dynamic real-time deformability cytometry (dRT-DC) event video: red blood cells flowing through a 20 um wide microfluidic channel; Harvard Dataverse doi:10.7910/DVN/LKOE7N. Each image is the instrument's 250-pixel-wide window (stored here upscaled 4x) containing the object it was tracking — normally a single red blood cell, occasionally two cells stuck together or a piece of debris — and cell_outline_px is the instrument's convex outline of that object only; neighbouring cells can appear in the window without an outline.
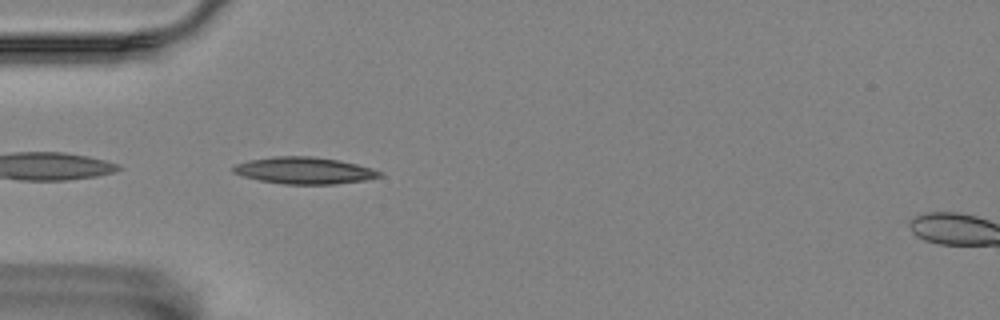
{"species": "Egyptian fruit bat (a non-hibernating species)", "species_latin": "Rousettus aegyptiacus", "temperature_condition": "room temperature", "stored_images_in_passage": 26, "camera_frame_rate_fps": 3000, "um_per_image_px": 0.085, "animal": {"sex": "female"}, "frame": {"image": 1, "passage_image": 2, "time_ms": 0.333, "image_size_px": [1000, 320], "cell_outline_px": [[384, 176], [364, 180], [336, 184], [284, 184], [260, 180], [244, 176], [232, 172], [232, 168], [236, 164], [248, 160], [272, 156], [308, 156], [340, 160], [372, 168], [384, 172]], "centroid_in_image_um": [25.89, 14.49], "position_along_channel_um": 59.1, "area_um2": 22.89}}
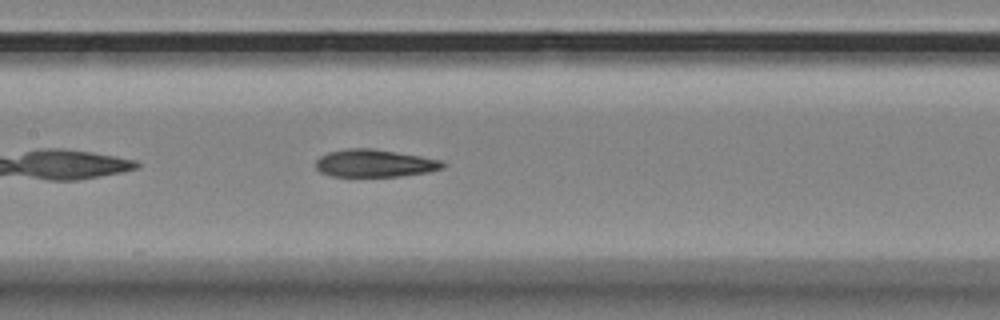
{"frame": {"image": 2, "passage_image": 12, "time_ms": 3.667, "image_size_px": [1000, 320], "cell_outline_px": [[448, 164], [444, 168], [428, 172], [400, 176], [332, 176], [320, 172], [316, 168], [316, 160], [320, 156], [328, 152], [348, 148], [372, 148], [444, 160]], "centroid_in_image_um": [31.88, 13.87], "position_along_channel_um": 175.5, "area_um2": 20.52}}
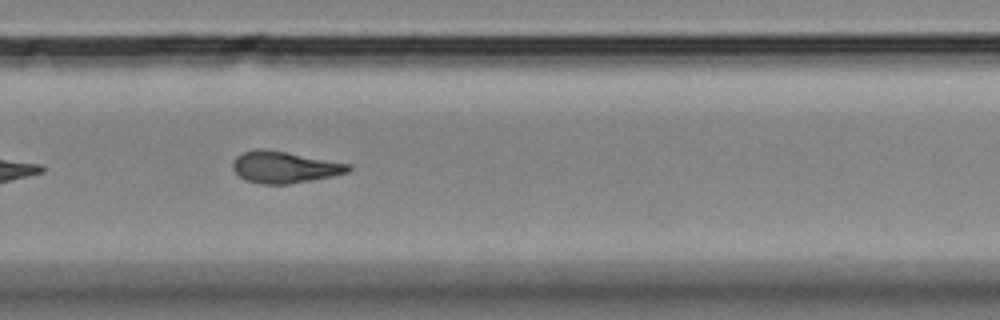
{"frame": {"image": 3, "passage_image": 23, "time_ms": 7.333, "image_size_px": [1000, 320], "cell_outline_px": [[352, 168], [348, 172], [332, 176], [288, 184], [260, 184], [244, 180], [232, 168], [232, 160], [236, 156], [244, 152], [256, 148], [264, 148], [352, 164]], "centroid_in_image_um": [24.15, 14.2], "position_along_channel_um": 305.6, "area_um2": 21.39}}